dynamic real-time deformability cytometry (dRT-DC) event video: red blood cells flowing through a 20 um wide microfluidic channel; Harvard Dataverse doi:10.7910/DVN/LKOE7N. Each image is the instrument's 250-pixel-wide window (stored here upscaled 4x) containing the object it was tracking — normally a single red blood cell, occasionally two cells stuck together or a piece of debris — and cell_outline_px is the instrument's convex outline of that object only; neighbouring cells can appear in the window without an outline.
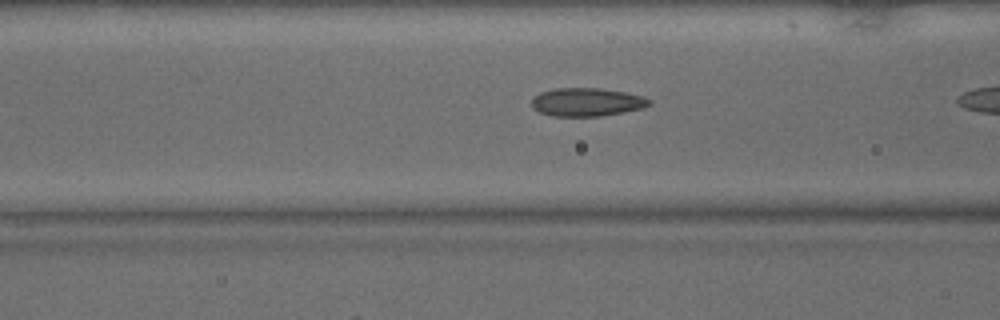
{"species": "common noctule bat (a hibernating species)", "species_latin": "Nyctalus noctula", "temperature_condition": "warm", "stored_images_in_passage": 5, "camera_frame_rate_fps": 3000, "um_per_image_px": 0.085, "animal": {"sex": "male", "body_mass_g": 15.6}, "frame": {"image": 1, "passage_image": 4, "time_ms": 1.0, "image_size_px": [1000, 320], "cell_outline_px": [[652, 104], [644, 108], [600, 116], [556, 116], [540, 112], [532, 108], [532, 100], [540, 92], [556, 88], [600, 88], [624, 92], [644, 96], [652, 100]], "centroid_in_image_um": [49.92, 8.67], "position_along_channel_um": 116.7, "area_um2": 19.36}}